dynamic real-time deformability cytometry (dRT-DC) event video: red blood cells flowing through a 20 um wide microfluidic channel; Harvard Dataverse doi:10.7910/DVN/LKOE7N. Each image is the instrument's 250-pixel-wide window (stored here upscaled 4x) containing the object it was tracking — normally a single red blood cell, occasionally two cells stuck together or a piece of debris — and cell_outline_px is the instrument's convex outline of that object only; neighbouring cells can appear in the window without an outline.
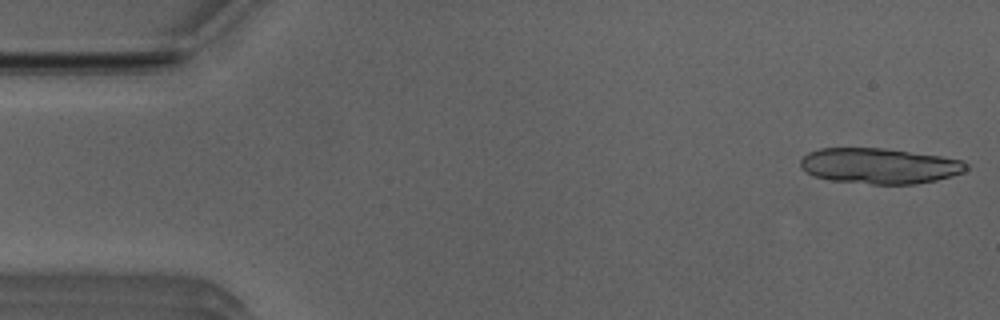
{"species": "Egyptian fruit bat (a non-hibernating species)", "species_latin": "Rousettus aegyptiacus", "temperature_condition": "room temperature", "stored_images_in_passage": 13, "camera_frame_rate_fps": 3000, "um_per_image_px": 0.085, "animal": {"sex": "male"}, "frame": {"image": 1, "passage_image": 1, "time_ms": 0.0, "image_size_px": [1000, 320], "cell_outline_px": [[968, 168], [964, 172], [952, 176], [936, 180], [916, 184], [872, 184], [832, 180], [816, 176], [800, 168], [800, 160], [808, 152], [820, 148], [884, 148], [940, 156], [964, 160], [968, 164]], "centroid_in_image_um": [74.78, 14.09], "position_along_channel_um": 10.2, "area_um2": 34.39}}